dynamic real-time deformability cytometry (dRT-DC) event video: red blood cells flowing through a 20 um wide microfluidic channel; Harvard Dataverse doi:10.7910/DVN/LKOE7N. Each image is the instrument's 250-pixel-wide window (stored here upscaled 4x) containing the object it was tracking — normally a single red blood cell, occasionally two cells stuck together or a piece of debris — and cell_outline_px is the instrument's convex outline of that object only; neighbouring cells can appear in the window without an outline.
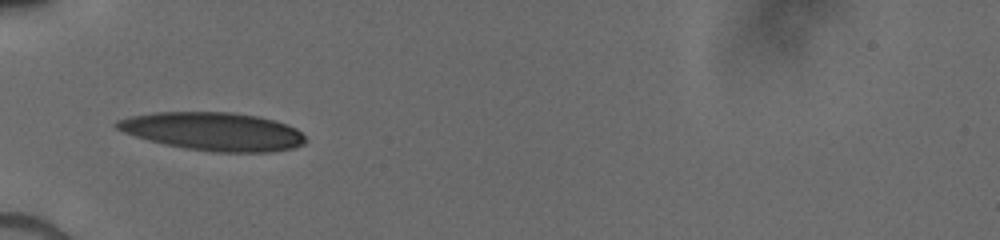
{"species": "human", "species_latin": "Homo sapiens", "temperature_condition": "cold", "stored_images_in_passage": 2, "camera_frame_rate_fps": 3000, "um_per_image_px": 0.085, "donor": {"sex": "male"}, "frame": {"image": 1, "passage_image": 1, "time_ms": 0.0, "image_size_px": [1000, 240], "cell_outline_px": [[304, 144], [292, 148], [268, 152], [212, 152], [184, 148], [164, 144], [148, 140], [124, 132], [116, 128], [112, 124], [116, 120], [132, 116], [156, 112], [232, 112], [256, 116], [288, 124], [296, 128], [304, 136]], "centroid_in_image_um": [18.1, 11.17], "position_along_channel_um": 66.9, "area_um2": 41.91}}